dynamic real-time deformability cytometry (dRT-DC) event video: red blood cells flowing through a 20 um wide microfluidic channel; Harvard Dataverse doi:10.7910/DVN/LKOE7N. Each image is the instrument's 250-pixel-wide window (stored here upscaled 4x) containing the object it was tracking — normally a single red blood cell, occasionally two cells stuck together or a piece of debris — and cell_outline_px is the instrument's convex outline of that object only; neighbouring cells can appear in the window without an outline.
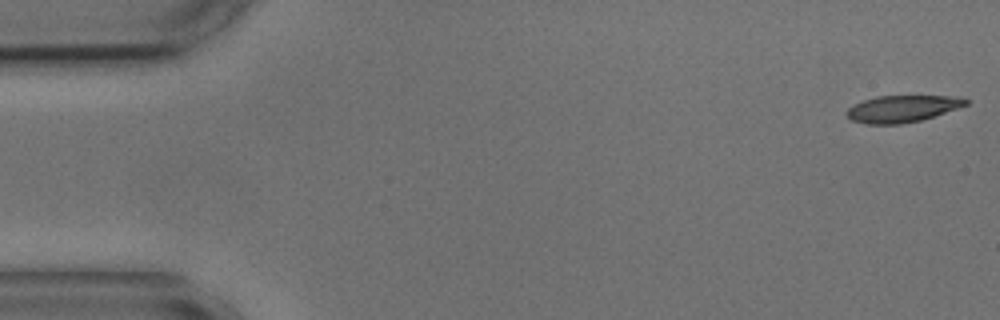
{"species": "common noctule bat (a hibernating species)", "species_latin": "Nyctalus noctula", "temperature_condition": "cold", "stored_images_in_passage": 18, "camera_frame_rate_fps": 3000, "um_per_image_px": 0.085, "animal": {"sex": "male", "body_mass_g": 17.9, "forearm_length_mm": 54.2}, "frame": {"image": 1, "passage_image": 1, "time_ms": 0.0, "image_size_px": [1000, 320], "cell_outline_px": [[968, 104], [920, 120], [900, 124], [868, 124], [852, 120], [848, 116], [848, 108], [864, 100], [876, 96], [964, 96], [968, 100]], "centroid_in_image_um": [76.72, 9.23], "position_along_channel_um": 8.3, "area_um2": 18.26}}
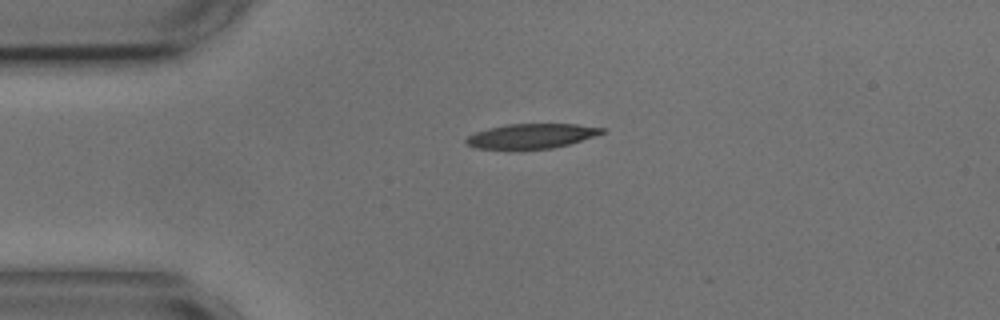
{"frame": {"image": 2, "passage_image": 12, "time_ms": 3.667, "image_size_px": [1000, 320], "cell_outline_px": [[604, 132], [568, 144], [552, 148], [512, 152], [476, 148], [468, 144], [464, 140], [468, 136], [476, 132], [488, 128], [508, 124], [576, 124], [604, 128]], "centroid_in_image_um": [45.06, 11.61], "position_along_channel_um": 39.9, "area_um2": 20.06}}